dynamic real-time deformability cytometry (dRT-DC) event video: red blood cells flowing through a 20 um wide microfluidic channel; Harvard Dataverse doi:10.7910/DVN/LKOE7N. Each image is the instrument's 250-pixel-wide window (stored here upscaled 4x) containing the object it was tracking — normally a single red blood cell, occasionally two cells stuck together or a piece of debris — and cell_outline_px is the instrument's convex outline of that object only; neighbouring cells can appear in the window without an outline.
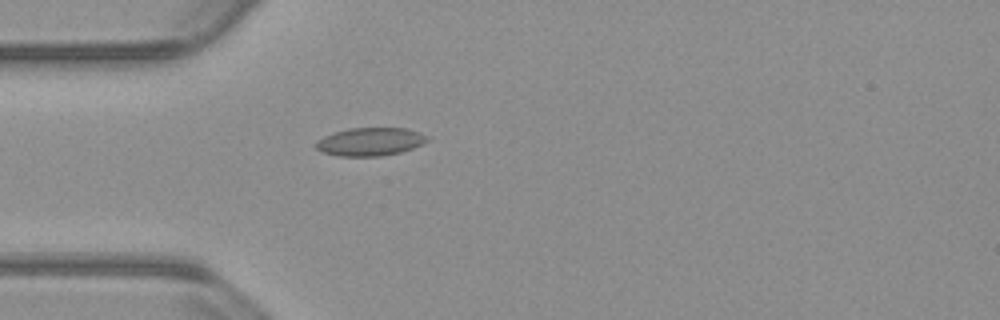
{"species": "common noctule bat (a hibernating species)", "species_latin": "Nyctalus noctula", "temperature_condition": "warm", "stored_images_in_passage": 32, "camera_frame_rate_fps": 3000, "um_per_image_px": 0.085, "animal": {"sex": "male", "body_mass_g": 23.1, "forearm_length_mm": 52.7}, "frame": {"image": 1, "passage_image": 1, "time_ms": 0.0, "image_size_px": [1000, 320], "cell_outline_px": [[428, 140], [412, 148], [400, 152], [380, 156], [340, 156], [324, 152], [316, 148], [312, 144], [316, 140], [324, 136], [348, 128], [408, 128], [420, 132], [428, 136]], "centroid_in_image_um": [31.44, 12.03], "position_along_channel_um": 53.6, "area_um2": 18.21}}
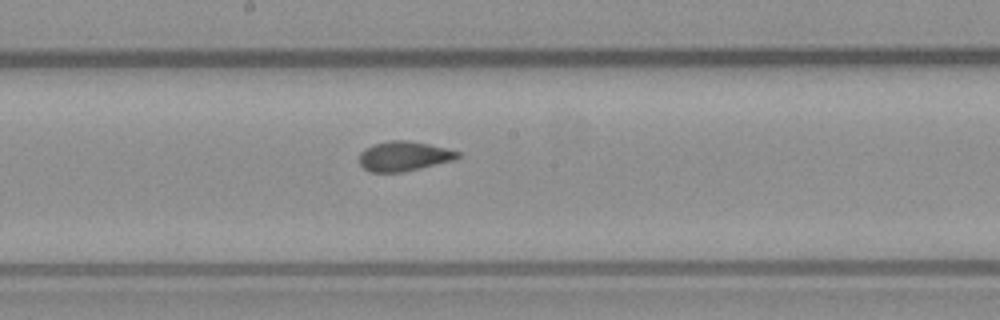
{"frame": {"image": 2, "passage_image": 14, "time_ms": 4.333, "image_size_px": [1000, 320], "cell_outline_px": [[464, 156], [456, 160], [420, 168], [400, 172], [368, 172], [360, 164], [360, 152], [364, 148], [372, 144], [388, 140], [408, 140], [428, 144], [460, 152]], "centroid_in_image_um": [34.34, 13.27], "position_along_channel_um": 213.9, "area_um2": 17.22}}
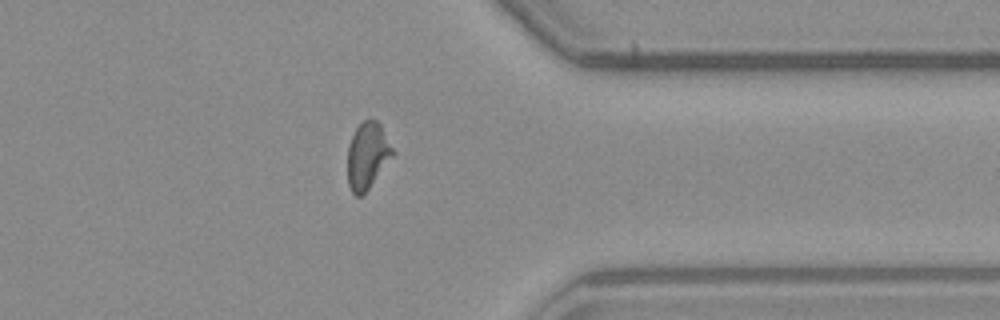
{"frame": {"image": 3, "passage_image": 28, "time_ms": 9.0, "image_size_px": [1000, 320], "cell_outline_px": [[396, 152], [368, 188], [360, 196], [356, 196], [352, 192], [348, 184], [348, 144], [356, 128], [364, 120], [376, 120], [380, 124]], "centroid_in_image_um": [31.24, 13.21], "position_along_channel_um": 380.2, "area_um2": 17.28}, "authors_computed_cell_mechanics": {"area_um2": 17.2533, "velocity_mm_per_s": 3.812, "shape_relaxation_time_tau1_ms": null, "shape_relaxation_time_tau2_ms": 0.9185, "deformation_change_tau1": null, "deformation_change_tau2": 0.0629}}